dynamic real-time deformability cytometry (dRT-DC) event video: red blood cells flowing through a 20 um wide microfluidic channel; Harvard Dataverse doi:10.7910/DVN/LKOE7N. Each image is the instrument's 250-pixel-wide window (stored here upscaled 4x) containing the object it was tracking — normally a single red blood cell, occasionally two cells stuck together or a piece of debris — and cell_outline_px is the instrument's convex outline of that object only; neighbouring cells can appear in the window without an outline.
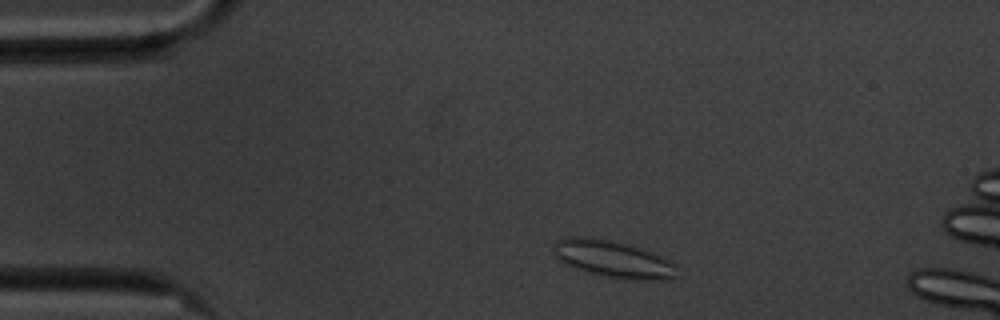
{"species": "common noctule bat (a hibernating species)", "species_latin": "Nyctalus noctula", "temperature_condition": "cold", "stored_images_in_passage": 52, "camera_frame_rate_fps": 3000, "um_per_image_px": 0.085, "animal": {"sex": "male", "body_mass_g": 20.1, "forearm_length_mm": 53.5}, "frame": {"image": 1, "passage_image": 4, "time_ms": 1.0, "image_size_px": [1000, 320], "cell_outline_px": [[676, 276], [668, 280], [624, 280], [584, 272], [564, 264], [556, 256], [552, 244], [556, 240], [564, 236], [592, 236], [628, 244], [648, 252], [676, 264]], "centroid_in_image_um": [52.03, 22.02], "position_along_channel_um": 33.0, "area_um2": 26.88}}
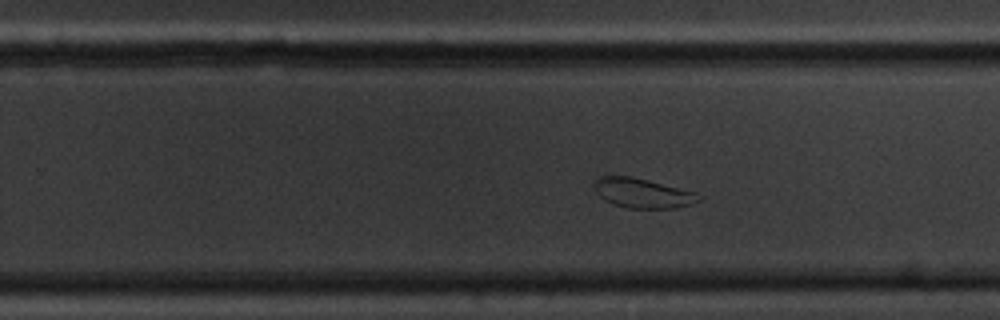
{"frame": {"image": 2, "passage_image": 29, "time_ms": 9.333, "image_size_px": [1000, 320], "cell_outline_px": [[704, 196], [700, 200], [692, 204], [676, 208], [628, 208], [604, 200], [596, 192], [596, 180], [600, 176], [632, 176], [696, 192]], "centroid_in_image_um": [54.69, 16.42], "position_along_channel_um": 275.1, "area_um2": 17.92}}
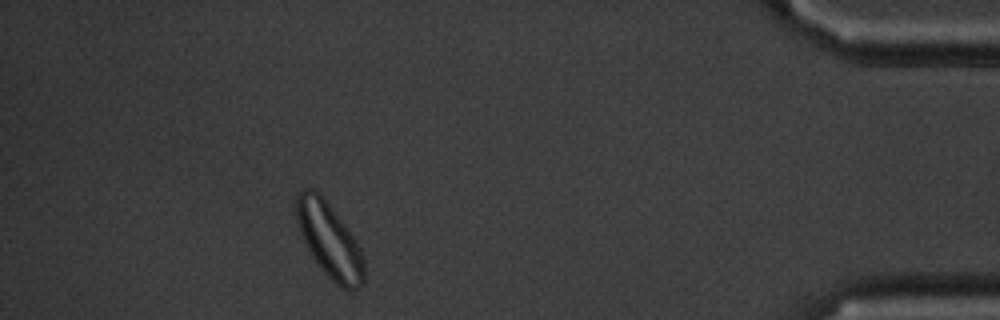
{"frame": {"image": 3, "passage_image": 45, "time_ms": 14.667, "image_size_px": [1000, 320], "cell_outline_px": [[364, 284], [356, 288], [340, 288], [316, 264], [300, 232], [296, 216], [296, 196], [304, 188], [316, 188], [320, 192], [356, 240], [364, 256]], "centroid_in_image_um": [28.0, 20.4], "position_along_channel_um": 407.2, "area_um2": 29.42}}